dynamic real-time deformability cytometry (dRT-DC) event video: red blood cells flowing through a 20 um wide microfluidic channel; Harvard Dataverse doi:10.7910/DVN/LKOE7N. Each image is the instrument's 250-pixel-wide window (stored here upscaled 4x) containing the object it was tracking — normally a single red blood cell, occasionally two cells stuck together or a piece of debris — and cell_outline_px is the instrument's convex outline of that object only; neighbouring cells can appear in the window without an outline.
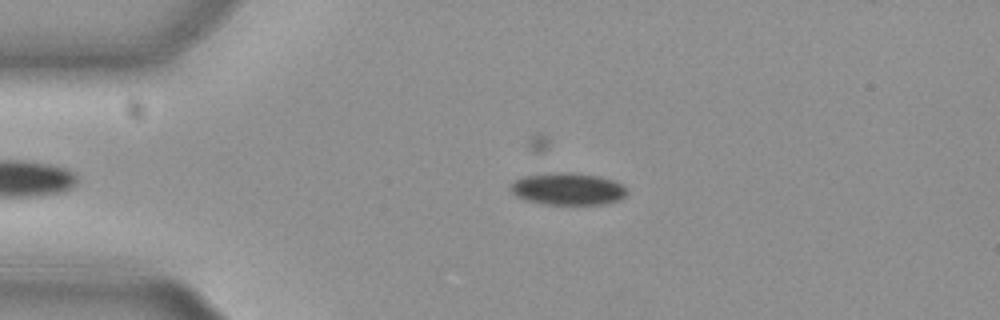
{"species": "common noctule bat (a hibernating species)", "species_latin": "Nyctalus noctula", "temperature_condition": "cold", "stored_images_in_passage": 40, "camera_frame_rate_fps": 3000, "um_per_image_px": 0.085, "animal": {"sex": "female", "body_mass_g": 29.2, "forearm_length_mm": 56.3}, "frame": {"image": 1, "passage_image": 3, "time_ms": 0.667, "image_size_px": [1000, 320], "cell_outline_px": [[628, 192], [624, 196], [616, 200], [604, 204], [544, 204], [524, 200], [516, 196], [508, 188], [516, 180], [524, 176], [596, 176], [612, 180], [628, 188]], "centroid_in_image_um": [48.27, 16.14], "position_along_channel_um": 36.7, "area_um2": 20.4}}
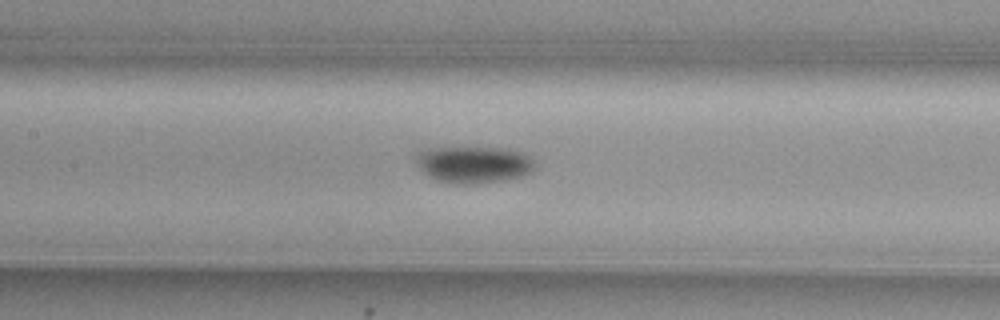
{"frame": {"image": 2, "passage_image": 16, "time_ms": 5.0, "image_size_px": [1000, 320], "cell_outline_px": [[536, 168], [532, 172], [524, 176], [504, 180], [480, 184], [448, 184], [436, 180], [428, 176], [420, 168], [416, 160], [416, 156], [420, 152], [428, 148], [508, 148], [524, 152], [532, 160]], "centroid_in_image_um": [40.3, 14.0], "position_along_channel_um": 167.1, "area_um2": 25.78}}
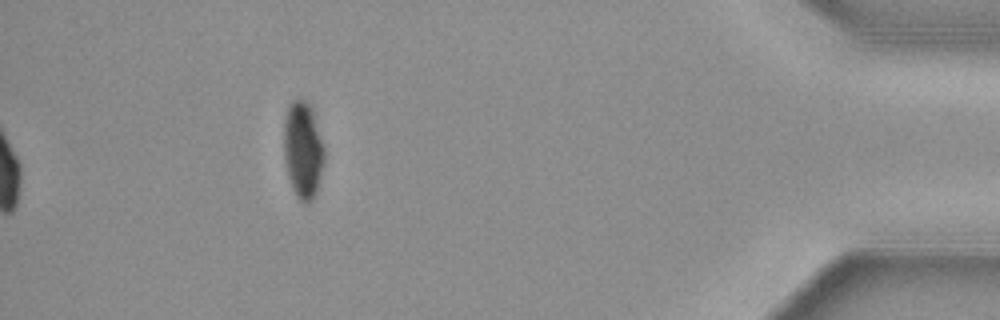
{"frame": {"image": 3, "passage_image": 40, "time_ms": 13.0, "image_size_px": [1000, 320], "cell_outline_px": [[324, 160], [316, 192], [312, 200], [304, 204], [296, 196], [292, 188], [288, 176], [284, 156], [284, 124], [288, 104], [292, 100], [304, 100], [312, 104], [324, 148]], "centroid_in_image_um": [25.75, 12.71], "position_along_channel_um": 409.4, "area_um2": 22.95}, "authors_computed_cell_mechanics": {"area_um2": 25.432, "velocity_mm_per_s": 3.7857, "shape_relaxation_time_tau1_ms": 3.1308, "shape_relaxation_time_tau2_ms": null, "deformation_change_tau1": 0.1413, "deformation_change_tau2": null}}